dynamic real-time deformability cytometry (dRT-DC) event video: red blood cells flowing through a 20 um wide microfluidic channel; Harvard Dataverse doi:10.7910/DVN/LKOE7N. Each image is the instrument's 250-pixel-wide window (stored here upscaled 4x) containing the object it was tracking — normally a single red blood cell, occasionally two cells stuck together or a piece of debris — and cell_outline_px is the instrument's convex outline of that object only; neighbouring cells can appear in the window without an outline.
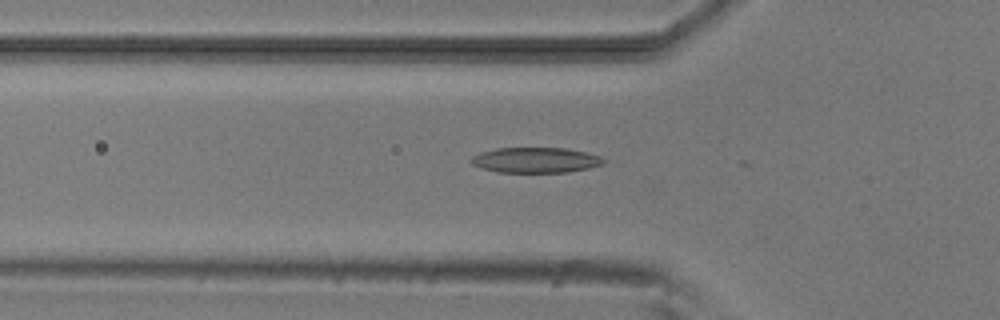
{"species": "common noctule bat (a hibernating species)", "species_latin": "Nyctalus noctula", "temperature_condition": "room temperature", "stored_images_in_passage": 3, "camera_frame_rate_fps": 3000, "um_per_image_px": 0.085, "animal": {"sex": "male", "body_mass_g": 20.5, "forearm_length_mm": 52.5}, "frame": {"image": 1, "passage_image": 2, "time_ms": 1.0, "image_size_px": [1000, 320], "cell_outline_px": [[608, 160], [604, 164], [588, 168], [568, 172], [496, 172], [480, 168], [472, 164], [468, 160], [472, 156], [480, 152], [496, 148], [564, 148], [584, 152], [600, 156]], "centroid_in_image_um": [45.5, 13.61], "position_along_channel_um": 80.3, "area_um2": 19.71}}